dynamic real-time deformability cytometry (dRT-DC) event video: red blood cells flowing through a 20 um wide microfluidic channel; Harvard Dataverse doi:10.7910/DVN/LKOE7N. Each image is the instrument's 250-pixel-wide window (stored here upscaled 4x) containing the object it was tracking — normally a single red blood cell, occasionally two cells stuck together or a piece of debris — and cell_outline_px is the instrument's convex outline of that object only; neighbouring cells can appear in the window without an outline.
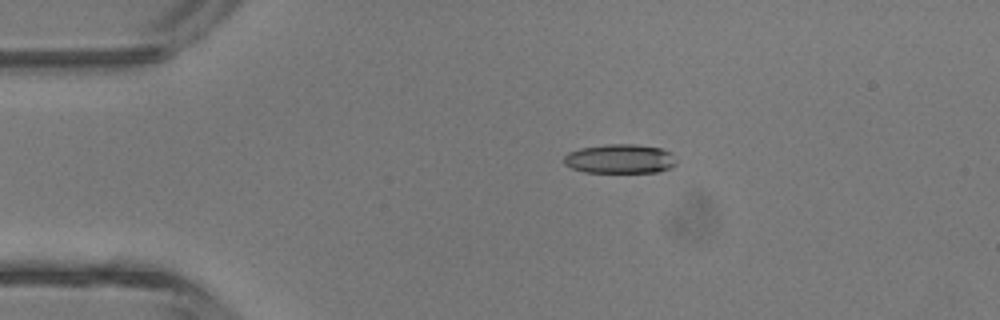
{"species": "common noctule bat (a hibernating species)", "species_latin": "Nyctalus noctula", "temperature_condition": "room temperature", "stored_images_in_passage": 4, "camera_frame_rate_fps": 3000, "um_per_image_px": 0.085, "animal": {"sex": "male", "body_mass_g": 13.3}, "frame": {"image": 1, "passage_image": 3, "time_ms": 2.0, "image_size_px": [1000, 320], "cell_outline_px": [[676, 164], [672, 168], [656, 172], [584, 172], [572, 168], [564, 164], [564, 156], [568, 152], [580, 148], [608, 144], [636, 144], [660, 148], [672, 152], [676, 160]], "centroid_in_image_um": [52.72, 13.5], "position_along_channel_um": 32.3, "area_um2": 19.31}}